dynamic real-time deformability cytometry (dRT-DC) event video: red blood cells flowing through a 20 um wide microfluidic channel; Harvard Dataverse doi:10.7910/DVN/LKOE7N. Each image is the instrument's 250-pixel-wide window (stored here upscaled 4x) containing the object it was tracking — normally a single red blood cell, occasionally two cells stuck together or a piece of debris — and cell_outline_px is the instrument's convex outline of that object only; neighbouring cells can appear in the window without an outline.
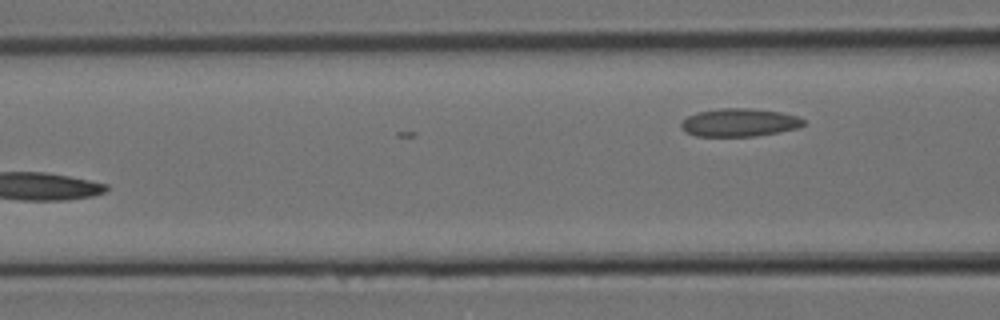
{"species": "Egyptian fruit bat (a non-hibernating species)", "species_latin": "Rousettus aegyptiacus", "temperature_condition": "room temperature", "stored_images_in_passage": 7, "segment_of_instrument_passage": [2, 2], "camera_frame_rate_fps": 3000, "um_per_image_px": 0.085, "animal": {"sex": "female"}, "frame": {"image": 1, "passage_image": 7, "time_ms": 2.0, "image_size_px": [1000, 320], "cell_outline_px": [[804, 124], [796, 128], [780, 132], [756, 136], [696, 136], [680, 128], [680, 124], [688, 116], [696, 112], [716, 108], [752, 108], [780, 112], [796, 116], [804, 120]], "centroid_in_image_um": [62.82, 10.41], "position_along_channel_um": 103.8, "area_um2": 20.0}}